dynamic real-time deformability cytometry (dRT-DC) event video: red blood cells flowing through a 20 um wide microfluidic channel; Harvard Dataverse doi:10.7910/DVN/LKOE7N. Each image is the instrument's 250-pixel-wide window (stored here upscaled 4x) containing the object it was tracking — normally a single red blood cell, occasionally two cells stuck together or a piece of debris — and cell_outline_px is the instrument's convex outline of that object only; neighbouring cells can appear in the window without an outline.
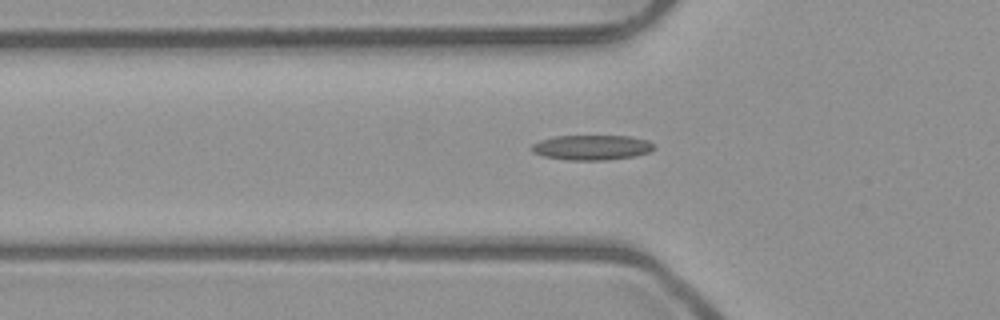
{"species": "common noctule bat (a hibernating species)", "species_latin": "Nyctalus noctula", "temperature_condition": "room temperature", "stored_images_in_passage": 36, "camera_frame_rate_fps": 3000, "um_per_image_px": 0.085, "animal": {"sex": "male", "body_mass_g": 23.1, "forearm_length_mm": 52.7}, "frame": {"image": 1, "passage_image": 5, "time_ms": 1.333, "image_size_px": [1000, 320], "cell_outline_px": [[656, 148], [648, 152], [632, 156], [604, 160], [568, 160], [544, 156], [532, 152], [532, 144], [540, 140], [556, 136], [628, 136], [648, 140]], "centroid_in_image_um": [50.28, 12.53], "position_along_channel_um": 75.5, "area_um2": 17.63}}
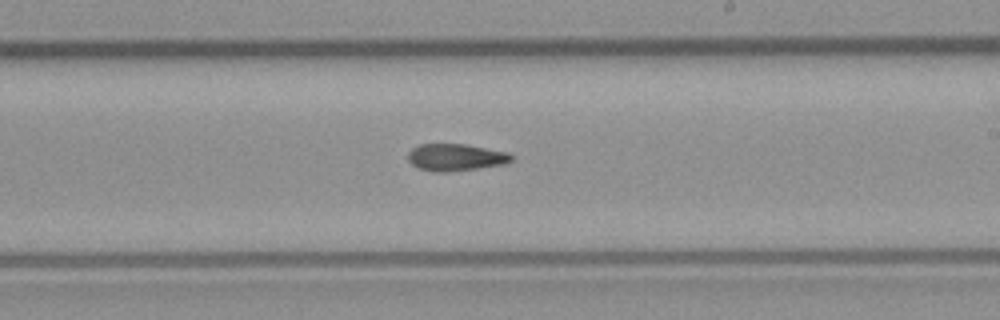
{"frame": {"image": 2, "passage_image": 18, "time_ms": 5.667, "image_size_px": [1000, 320], "cell_outline_px": [[512, 160], [504, 164], [476, 168], [444, 172], [436, 172], [420, 168], [412, 164], [408, 160], [408, 152], [412, 148], [420, 144], [464, 144], [508, 152], [512, 156]], "centroid_in_image_um": [38.71, 13.36], "position_along_channel_um": 250.3, "area_um2": 16.07}}
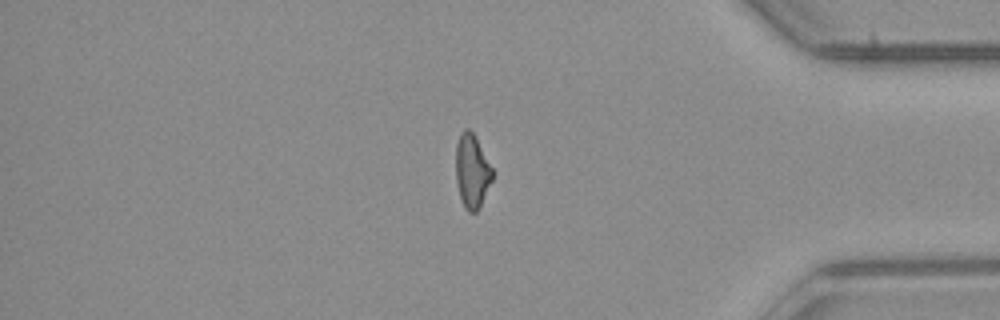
{"frame": {"image": 3, "passage_image": 31, "time_ms": 10.0, "image_size_px": [1000, 320], "cell_outline_px": [[492, 180], [480, 208], [476, 212], [468, 212], [464, 208], [460, 196], [456, 180], [456, 144], [460, 132], [464, 128], [468, 128], [476, 136], [492, 168]], "centroid_in_image_um": [40.11, 14.54], "position_along_channel_um": 395.1, "area_um2": 15.84}}